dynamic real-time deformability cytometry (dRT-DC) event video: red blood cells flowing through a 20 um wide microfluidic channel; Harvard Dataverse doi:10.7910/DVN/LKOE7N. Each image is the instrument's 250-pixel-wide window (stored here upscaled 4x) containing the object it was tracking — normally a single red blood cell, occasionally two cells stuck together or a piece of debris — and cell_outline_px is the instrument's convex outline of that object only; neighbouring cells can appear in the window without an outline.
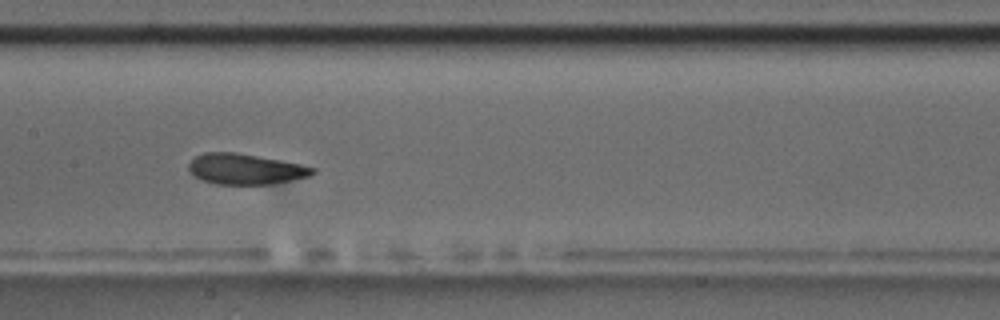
{"species": "common noctule bat (a hibernating species)", "species_latin": "Nyctalus noctula", "temperature_condition": "room temperature", "stored_images_in_passage": 9, "camera_frame_rate_fps": 3000, "um_per_image_px": 0.085, "animal": {"sex": "male", "body_mass_g": 17.5, "forearm_length_mm": 52.3}, "frame": {"image": 1, "passage_image": 8, "time_ms": 8.333, "image_size_px": [1000, 320], "cell_outline_px": [[316, 172], [308, 176], [272, 184], [216, 184], [200, 180], [192, 176], [188, 168], [188, 164], [196, 156], [204, 152], [236, 152], [300, 164], [316, 168]], "centroid_in_image_um": [20.81, 14.37], "position_along_channel_um": 186.6, "area_um2": 22.08}}
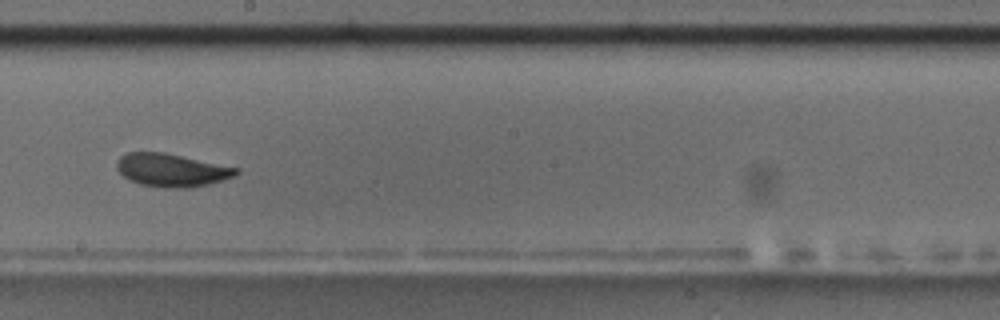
{"frame": {"image": 2, "passage_image": 9, "time_ms": 9.667, "image_size_px": [1000, 320], "cell_outline_px": [[240, 172], [236, 176], [208, 184], [188, 188], [164, 188], [140, 184], [128, 180], [116, 168], [116, 160], [120, 156], [128, 152], [164, 152], [240, 168]], "centroid_in_image_um": [14.59, 14.46], "position_along_channel_um": 233.6, "area_um2": 23.18}}